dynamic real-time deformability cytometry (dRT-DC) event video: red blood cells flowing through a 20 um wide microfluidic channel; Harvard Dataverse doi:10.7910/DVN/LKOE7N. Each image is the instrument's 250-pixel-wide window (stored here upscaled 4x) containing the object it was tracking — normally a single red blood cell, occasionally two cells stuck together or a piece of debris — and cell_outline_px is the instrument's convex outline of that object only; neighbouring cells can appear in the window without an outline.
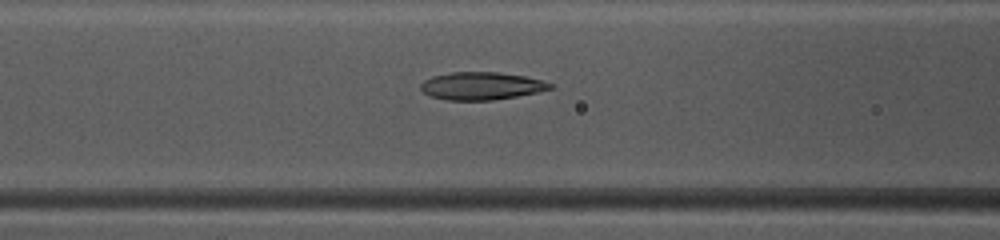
{"species": "common noctule bat (a hibernating species)", "species_latin": "Nyctalus noctula", "temperature_condition": "warm", "stored_images_in_passage": 41, "camera_frame_rate_fps": 3000, "um_per_image_px": 0.085, "animal": {"sex": "female", "body_mass_g": 10.0, "forearm_length_mm": 53.1}, "frame": {"image": 1, "passage_image": 13, "time_ms": 4.0, "image_size_px": [1000, 240], "cell_outline_px": [[552, 88], [540, 92], [492, 100], [444, 100], [432, 96], [424, 92], [420, 88], [420, 84], [424, 80], [432, 76], [452, 72], [496, 72], [524, 76], [540, 80], [552, 84]], "centroid_in_image_um": [40.89, 7.3], "position_along_channel_um": 125.7, "area_um2": 20.75}}
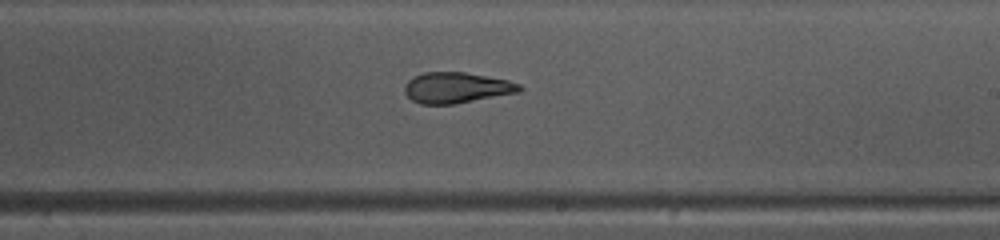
{"frame": {"image": 2, "passage_image": 22, "time_ms": 7.0, "image_size_px": [1000, 240], "cell_outline_px": [[524, 88], [520, 92], [456, 104], [420, 104], [412, 100], [404, 92], [404, 84], [408, 80], [424, 72], [464, 72], [488, 76], [508, 80], [520, 84]], "centroid_in_image_um": [38.82, 7.46], "position_along_channel_um": 250.2, "area_um2": 20.75}}
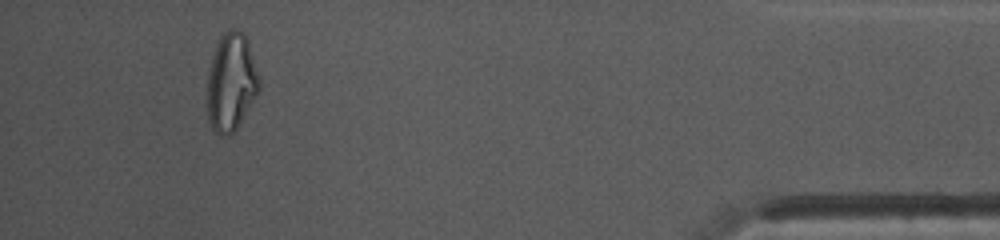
{"frame": {"image": 3, "passage_image": 38, "time_ms": 12.333, "image_size_px": [1000, 240], "cell_outline_px": [[260, 88], [256, 96], [236, 128], [228, 136], [220, 136], [212, 128], [208, 120], [208, 72], [212, 56], [216, 44], [220, 36], [228, 28], [236, 28], [244, 32], [248, 40], [260, 80]], "centroid_in_image_um": [19.65, 6.94], "position_along_channel_um": 415.5, "area_um2": 29.65}, "authors_computed_cell_mechanics": {"area_um2": 21.5594, "velocity_mm_per_s": 4.1438, "shape_relaxation_time_tau1_ms": null, "shape_relaxation_time_tau2_ms": 1.9837, "deformation_change_tau1": null, "deformation_change_tau2": 0.0893}}